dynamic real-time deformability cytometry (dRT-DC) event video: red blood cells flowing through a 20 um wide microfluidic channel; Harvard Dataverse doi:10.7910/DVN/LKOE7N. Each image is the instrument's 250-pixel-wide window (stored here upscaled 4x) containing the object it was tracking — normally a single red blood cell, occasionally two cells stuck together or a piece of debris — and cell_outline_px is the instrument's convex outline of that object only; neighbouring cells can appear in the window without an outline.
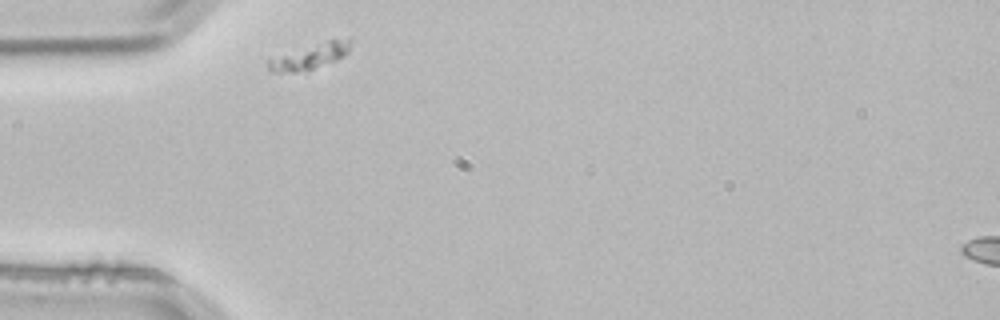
{"species": "common noctule bat (a hibernating species)", "species_latin": "Nyctalus noctula", "temperature_condition": "room temperature", "stored_images_in_passage": 2, "segment_of_instrument_passage": [1, 2], "camera_frame_rate_fps": 3000, "um_per_image_px": 0.085, "animal": {"sex": "male", "body_mass_g": 21.5, "forearm_length_mm": 52.0}, "frame": {"image": 1, "passage_image": 1, "time_ms": 0.0, "image_size_px": [1000, 320], "cell_outline_px": [[352, 40], [348, 52], [344, 56], [336, 60], [312, 68], [296, 72], [268, 72], [268, 60], [328, 40], [352, 36]], "centroid_in_image_um": [26.44, 4.77], "position_along_channel_um": 58.6, "area_um2": 11.73}}